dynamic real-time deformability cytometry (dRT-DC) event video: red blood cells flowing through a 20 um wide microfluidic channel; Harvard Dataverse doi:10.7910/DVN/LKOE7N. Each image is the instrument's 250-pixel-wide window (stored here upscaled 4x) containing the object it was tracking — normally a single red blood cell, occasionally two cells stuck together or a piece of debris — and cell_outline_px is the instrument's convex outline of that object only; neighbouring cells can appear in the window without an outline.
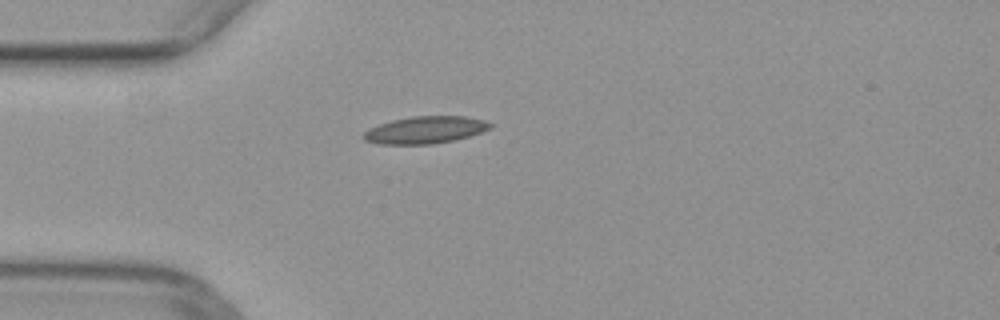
{"species": "common noctule bat (a hibernating species)", "species_latin": "Nyctalus noctula", "temperature_condition": "warm", "stored_images_in_passage": 38, "camera_frame_rate_fps": 3000, "um_per_image_px": 0.085, "animal": {"sex": "female", "body_mass_g": 29.2, "forearm_length_mm": 56.3}, "frame": {"image": 1, "passage_image": 1, "time_ms": 0.0, "image_size_px": [1000, 320], "cell_outline_px": [[492, 124], [488, 128], [480, 132], [468, 136], [452, 140], [432, 144], [376, 144], [364, 140], [360, 136], [368, 128], [392, 120], [412, 116], [464, 116], [484, 120]], "centroid_in_image_um": [36.06, 11.04], "position_along_channel_um": 48.9, "area_um2": 19.94}}
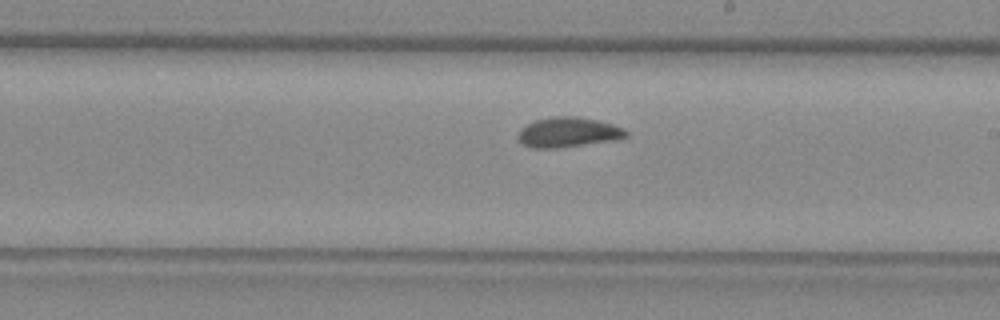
{"frame": {"image": 2, "passage_image": 16, "time_ms": 5.0, "image_size_px": [1000, 320], "cell_outline_px": [[628, 136], [616, 140], [556, 148], [532, 148], [516, 140], [516, 136], [520, 128], [536, 120], [552, 116], [576, 116], [600, 120], [624, 128], [628, 132]], "centroid_in_image_um": [48.29, 11.24], "position_along_channel_um": 240.7, "area_um2": 19.07}}
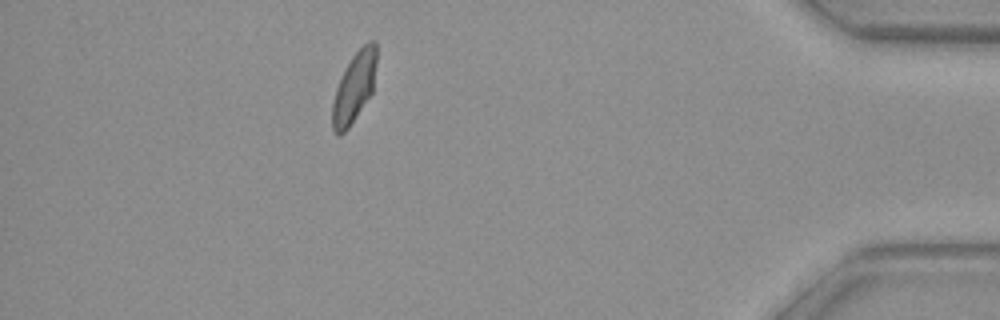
{"frame": {"image": 3, "passage_image": 32, "time_ms": 10.333, "image_size_px": [1000, 320], "cell_outline_px": [[376, 64], [372, 92], [348, 128], [340, 136], [336, 136], [332, 128], [332, 104], [336, 88], [340, 76], [344, 68], [352, 56], [368, 40], [376, 40]], "centroid_in_image_um": [30.09, 7.41], "position_along_channel_um": 405.1, "area_um2": 18.03}}